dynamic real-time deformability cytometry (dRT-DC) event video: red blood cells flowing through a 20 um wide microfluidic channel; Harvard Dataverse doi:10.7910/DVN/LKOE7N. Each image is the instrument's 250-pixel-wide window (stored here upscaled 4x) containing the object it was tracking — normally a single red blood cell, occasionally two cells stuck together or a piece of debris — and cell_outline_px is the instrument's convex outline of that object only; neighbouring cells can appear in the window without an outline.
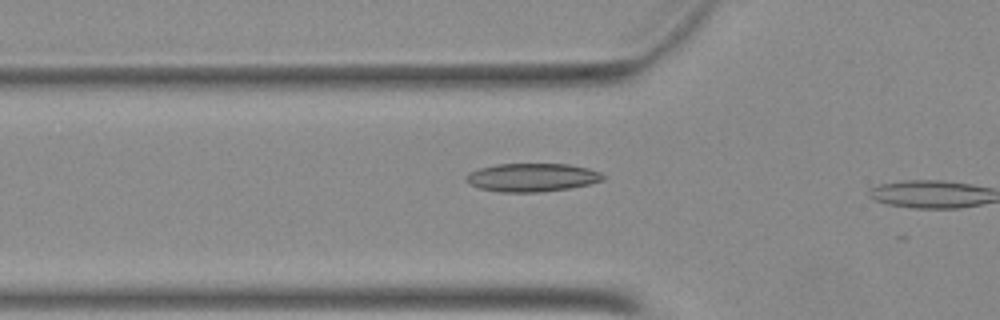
{"species": "Egyptian fruit bat (a non-hibernating species)", "species_latin": "Rousettus aegyptiacus", "temperature_condition": "warm", "stored_images_in_passage": 6, "camera_frame_rate_fps": 3000, "um_per_image_px": 0.085, "animal": {"sex": "female"}, "frame": {"image": 1, "passage_image": 5, "time_ms": 1.333, "image_size_px": [1000, 320], "cell_outline_px": [[604, 180], [588, 184], [568, 188], [540, 192], [500, 192], [480, 188], [464, 180], [464, 176], [468, 172], [480, 168], [496, 164], [568, 164], [588, 168], [600, 172], [604, 176]], "centroid_in_image_um": [45.2, 15.08], "position_along_channel_um": 80.6, "area_um2": 22.54}}